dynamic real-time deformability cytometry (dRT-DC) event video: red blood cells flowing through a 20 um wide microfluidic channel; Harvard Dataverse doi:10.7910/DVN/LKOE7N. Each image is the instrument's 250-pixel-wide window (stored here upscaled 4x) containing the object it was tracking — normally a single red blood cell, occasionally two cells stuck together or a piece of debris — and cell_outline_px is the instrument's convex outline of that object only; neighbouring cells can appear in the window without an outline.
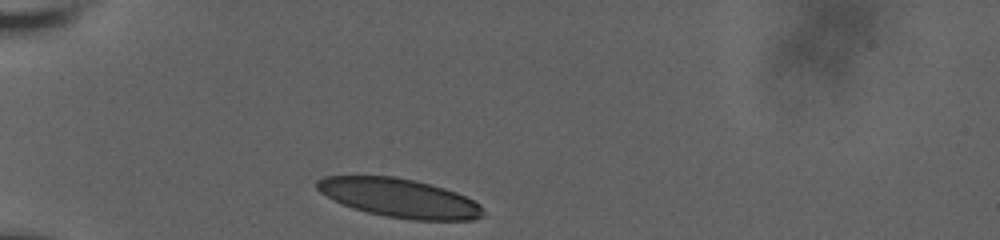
{"species": "human", "species_latin": "Homo sapiens", "temperature_condition": "room temperature", "stored_images_in_passage": 21, "camera_frame_rate_fps": 3000, "um_per_image_px": 0.085, "donor": {"sex": "male"}, "frame": {"image": 1, "passage_image": 1, "time_ms": 0.0, "image_size_px": [1000, 240], "cell_outline_px": [[488, 216], [472, 220], [412, 220], [388, 216], [368, 212], [352, 208], [332, 200], [320, 192], [316, 188], [316, 180], [324, 176], [396, 176], [416, 180], [444, 188], [456, 192], [480, 204]], "centroid_in_image_um": [33.97, 16.83], "position_along_channel_um": 51.0, "area_um2": 37.8}}
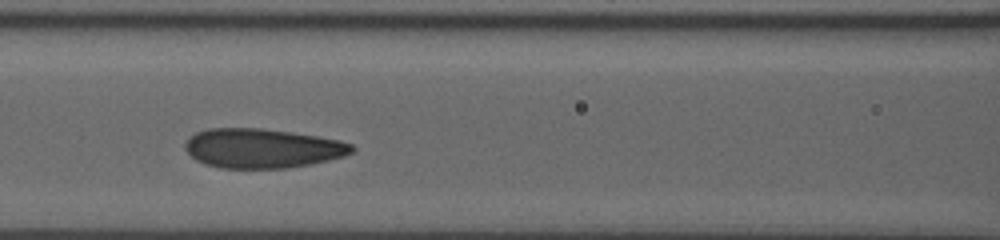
{"frame": {"image": 2, "passage_image": 11, "time_ms": 3.333, "image_size_px": [1000, 240], "cell_outline_px": [[356, 148], [352, 152], [344, 156], [312, 164], [288, 168], [220, 168], [204, 164], [196, 160], [184, 148], [184, 144], [188, 136], [196, 132], [208, 128], [260, 128], [292, 132], [340, 140], [352, 144]], "centroid_in_image_um": [22.28, 12.6], "position_along_channel_um": 144.3, "area_um2": 38.55}}
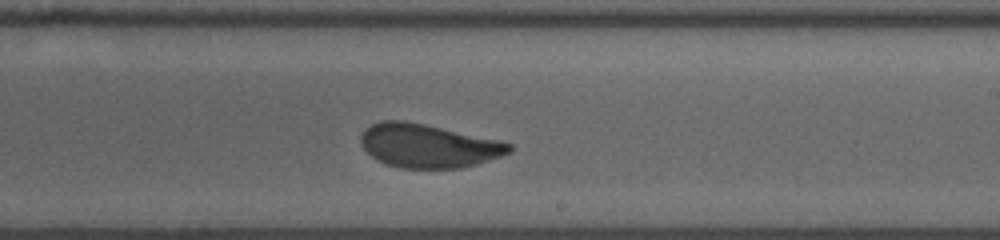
{"frame": {"image": 3, "passage_image": 20, "time_ms": 6.333, "image_size_px": [1000, 240], "cell_outline_px": [[512, 152], [476, 164], [460, 168], [400, 168], [384, 164], [376, 160], [360, 144], [360, 136], [364, 128], [380, 120], [404, 120], [424, 124], [500, 140], [512, 144]], "centroid_in_image_um": [36.37, 12.39], "position_along_channel_um": 252.6, "area_um2": 37.86}}